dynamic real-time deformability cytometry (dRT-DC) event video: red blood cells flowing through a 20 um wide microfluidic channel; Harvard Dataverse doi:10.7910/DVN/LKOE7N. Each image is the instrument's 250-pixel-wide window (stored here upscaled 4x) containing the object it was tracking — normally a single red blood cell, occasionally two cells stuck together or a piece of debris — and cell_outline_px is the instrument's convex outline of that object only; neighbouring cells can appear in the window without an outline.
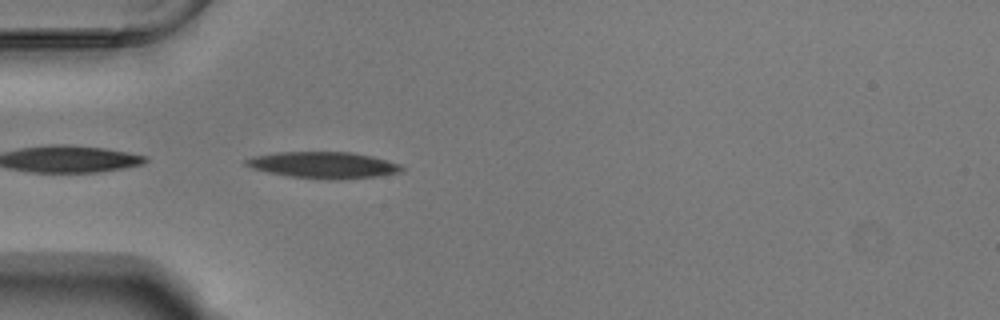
{"species": "Egyptian fruit bat (a non-hibernating species)", "species_latin": "Rousettus aegyptiacus", "temperature_condition": "warm", "stored_images_in_passage": 25, "camera_frame_rate_fps": 3000, "um_per_image_px": 0.085, "animal": {"sex": "male"}, "frame": {"image": 1, "passage_image": 1, "time_ms": 0.0, "image_size_px": [1000, 320], "cell_outline_px": [[404, 168], [400, 172], [376, 176], [336, 180], [292, 176], [268, 172], [252, 168], [244, 164], [244, 160], [252, 156], [276, 152], [352, 152], [372, 156], [400, 164]], "centroid_in_image_um": [27.48, 14.02], "position_along_channel_um": 57.5, "area_um2": 23.81}}
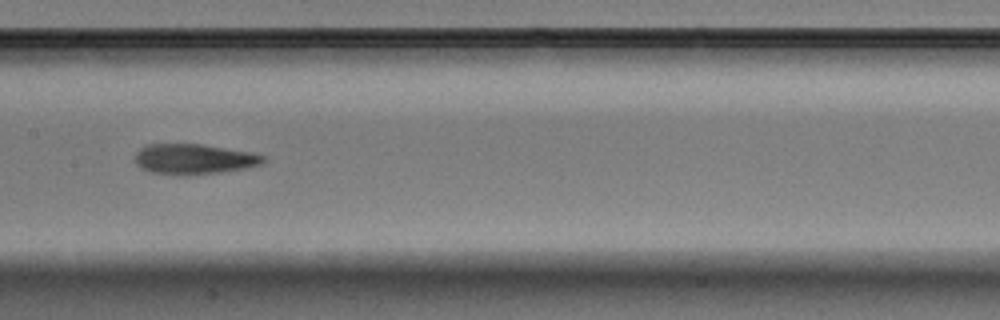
{"frame": {"image": 2, "passage_image": 12, "time_ms": 3.667, "image_size_px": [1000, 320], "cell_outline_px": [[268, 160], [260, 164], [244, 168], [220, 172], [176, 176], [148, 172], [140, 168], [136, 164], [136, 152], [140, 148], [148, 144], [204, 144], [252, 152], [264, 156]], "centroid_in_image_um": [16.46, 13.52], "position_along_channel_um": 190.9, "area_um2": 22.89}}
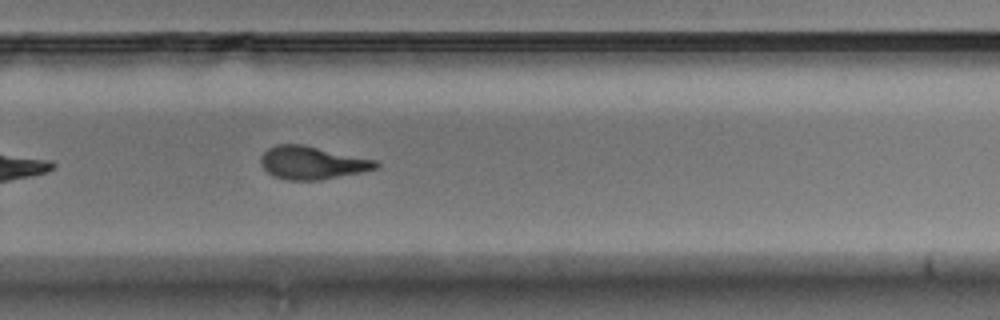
{"frame": {"image": 3, "passage_image": 21, "time_ms": 6.667, "image_size_px": [1000, 320], "cell_outline_px": [[380, 164], [376, 168], [360, 172], [320, 180], [288, 180], [276, 176], [268, 172], [260, 164], [260, 156], [268, 148], [276, 144], [304, 144], [376, 160]], "centroid_in_image_um": [26.51, 13.82], "position_along_channel_um": 303.3, "area_um2": 22.02}}